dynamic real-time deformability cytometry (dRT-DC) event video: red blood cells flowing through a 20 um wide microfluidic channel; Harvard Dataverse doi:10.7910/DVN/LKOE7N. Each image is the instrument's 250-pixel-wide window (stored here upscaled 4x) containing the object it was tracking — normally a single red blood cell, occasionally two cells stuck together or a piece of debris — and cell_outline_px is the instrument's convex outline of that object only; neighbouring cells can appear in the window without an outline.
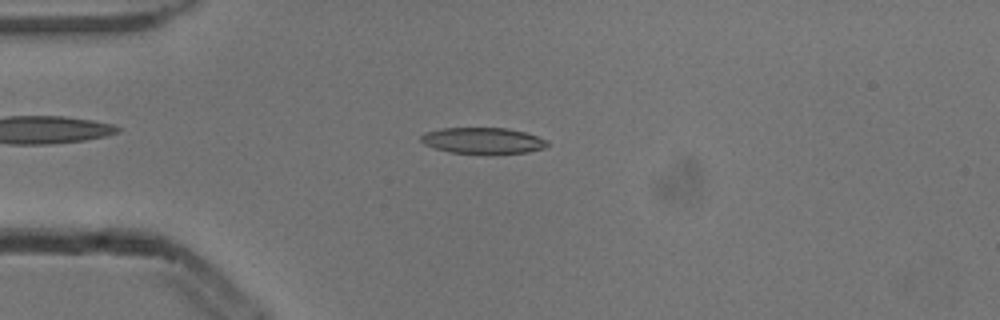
{"species": "common noctule bat (a hibernating species)", "species_latin": "Nyctalus noctula", "temperature_condition": "cold", "stored_images_in_passage": 6, "camera_frame_rate_fps": 3000, "um_per_image_px": 0.085, "animal": {"sex": "male", "body_mass_g": 13.3}, "frame": {"image": 1, "passage_image": 5, "time_ms": 1.333, "image_size_px": [1000, 320], "cell_outline_px": [[548, 144], [544, 148], [528, 152], [496, 156], [492, 156], [452, 152], [436, 148], [424, 144], [420, 140], [420, 136], [424, 132], [440, 128], [508, 128], [524, 132], [548, 140]], "centroid_in_image_um": [41.06, 11.98], "position_along_channel_um": 43.9, "area_um2": 19.88}}